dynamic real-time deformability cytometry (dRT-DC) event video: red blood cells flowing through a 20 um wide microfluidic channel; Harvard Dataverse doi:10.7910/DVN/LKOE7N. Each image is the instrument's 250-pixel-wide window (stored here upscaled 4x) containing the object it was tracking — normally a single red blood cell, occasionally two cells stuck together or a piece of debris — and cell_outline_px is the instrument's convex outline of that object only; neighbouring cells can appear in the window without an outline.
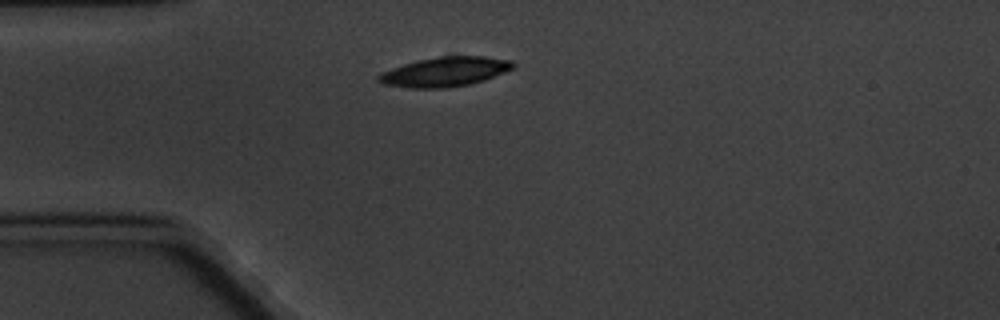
{"species": "common noctule bat (a hibernating species)", "species_latin": "Nyctalus noctula", "temperature_condition": "cold", "stored_images_in_passage": 7, "camera_frame_rate_fps": 3000, "um_per_image_px": 0.085, "animal": {"sex": "male", "body_mass_g": 20.1, "forearm_length_mm": 53.5}, "frame": {"image": 1, "passage_image": 1, "time_ms": 0.0, "image_size_px": [1000, 320], "cell_outline_px": [[516, 64], [512, 68], [504, 72], [484, 80], [468, 84], [448, 88], [408, 88], [384, 84], [376, 80], [376, 76], [380, 72], [404, 64], [420, 60], [440, 56], [484, 56], [512, 60]], "centroid_in_image_um": [37.79, 6.1], "position_along_channel_um": 47.2, "area_um2": 23.12}}
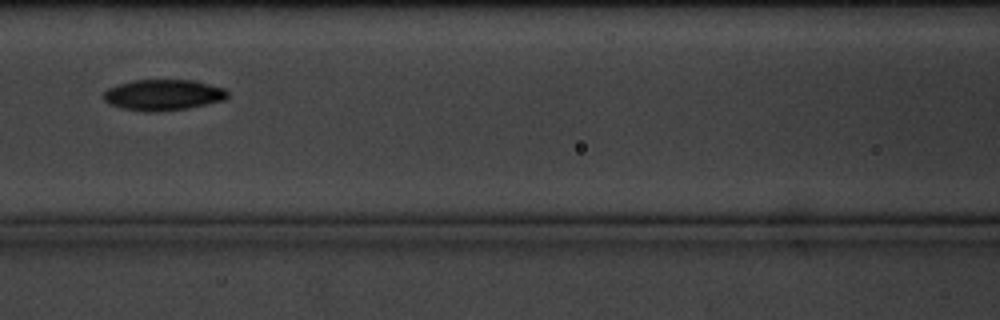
{"frame": {"image": 2, "passage_image": 4, "time_ms": 3.667, "image_size_px": [1000, 320], "cell_outline_px": [[228, 96], [224, 100], [188, 108], [156, 112], [144, 112], [120, 108], [108, 104], [104, 100], [104, 92], [108, 88], [132, 80], [192, 80], [224, 88], [228, 92]], "centroid_in_image_um": [13.84, 8.08], "position_along_channel_um": 152.8, "area_um2": 22.37}}
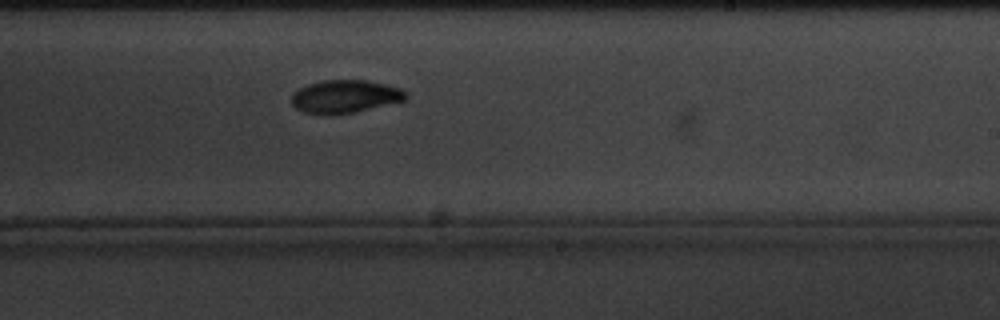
{"frame": {"image": 3, "passage_image": 7, "time_ms": 7.0, "image_size_px": [1000, 320], "cell_outline_px": [[408, 96], [404, 100], [352, 112], [328, 116], [304, 112], [296, 108], [292, 104], [292, 96], [300, 88], [308, 84], [320, 80], [368, 80], [400, 88], [408, 92]], "centroid_in_image_um": [29.31, 8.2], "position_along_channel_um": 259.7, "area_um2": 21.85}}